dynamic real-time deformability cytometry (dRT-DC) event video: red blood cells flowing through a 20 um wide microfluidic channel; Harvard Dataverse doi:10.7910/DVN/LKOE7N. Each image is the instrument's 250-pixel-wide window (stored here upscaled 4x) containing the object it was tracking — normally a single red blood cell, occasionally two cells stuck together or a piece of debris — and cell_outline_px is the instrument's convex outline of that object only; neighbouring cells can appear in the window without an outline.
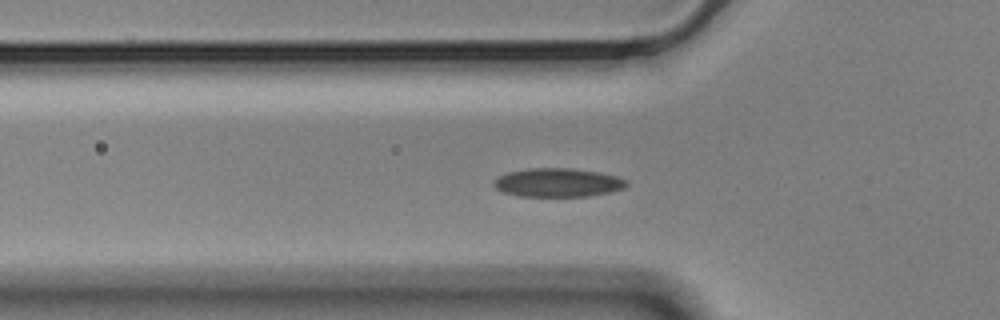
{"species": "Egyptian fruit bat (a non-hibernating species)", "species_latin": "Rousettus aegyptiacus", "temperature_condition": "cold", "stored_images_in_passage": 59, "camera_frame_rate_fps": 3000, "um_per_image_px": 0.085, "animal": {"sex": "male"}, "frame": {"image": 1, "passage_image": 19, "time_ms": 6.0, "image_size_px": [1000, 320], "cell_outline_px": [[628, 184], [624, 188], [612, 192], [588, 196], [520, 196], [504, 192], [496, 188], [492, 184], [500, 176], [508, 172], [528, 168], [572, 168], [600, 172], [616, 176], [628, 180]], "centroid_in_image_um": [47.46, 15.51], "position_along_channel_um": 78.3, "area_um2": 22.2}}
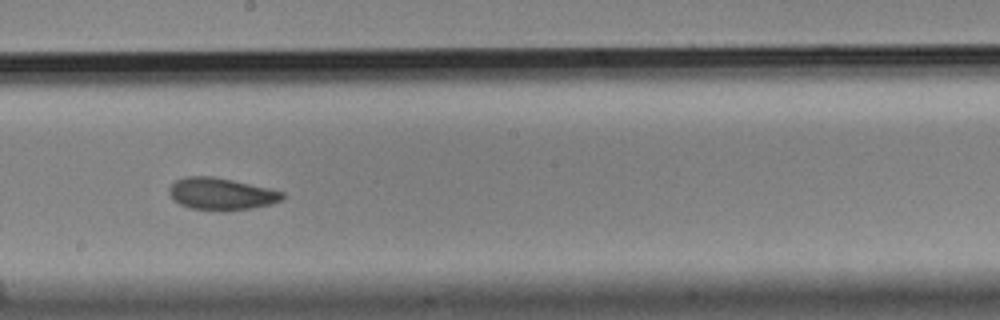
{"frame": {"image": 2, "passage_image": 32, "time_ms": 10.333, "image_size_px": [1000, 320], "cell_outline_px": [[284, 200], [272, 204], [252, 208], [228, 212], [216, 212], [188, 208], [172, 200], [168, 192], [168, 188], [176, 180], [188, 176], [212, 176], [232, 180], [268, 188], [284, 192]], "centroid_in_image_um": [18.79, 16.51], "position_along_channel_um": 229.4, "area_um2": 21.68}}
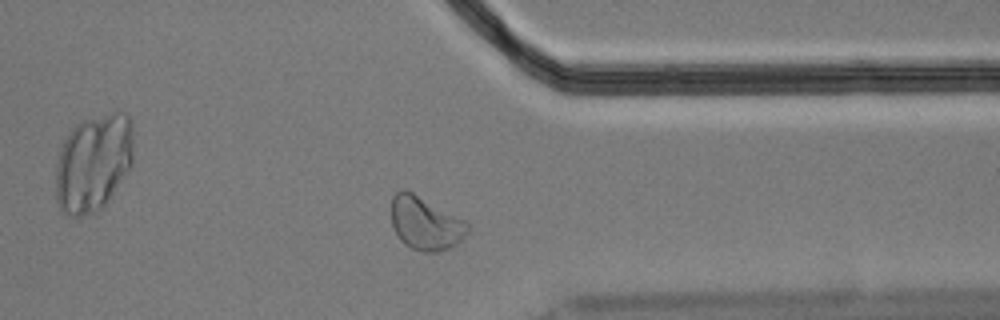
{"frame": {"image": 3, "passage_image": 45, "time_ms": 14.667, "image_size_px": [1000, 320], "cell_outline_px": [[468, 232], [456, 244], [448, 248], [436, 252], [420, 252], [404, 244], [400, 240], [392, 224], [392, 196], [396, 192], [404, 188], [412, 192], [464, 220], [468, 224]], "centroid_in_image_um": [36.13, 18.99], "position_along_channel_um": 375.3, "area_um2": 23.35}, "authors_computed_cell_mechanics": {"area_um2": 21.5594, "velocity_mm_per_s": 3.4673, "shape_relaxation_time_tau1_ms": 4.4658, "shape_relaxation_time_tau2_ms": 2.6914, "deformation_change_tau1": 0.1032, "deformation_change_tau2": 0.0652}}